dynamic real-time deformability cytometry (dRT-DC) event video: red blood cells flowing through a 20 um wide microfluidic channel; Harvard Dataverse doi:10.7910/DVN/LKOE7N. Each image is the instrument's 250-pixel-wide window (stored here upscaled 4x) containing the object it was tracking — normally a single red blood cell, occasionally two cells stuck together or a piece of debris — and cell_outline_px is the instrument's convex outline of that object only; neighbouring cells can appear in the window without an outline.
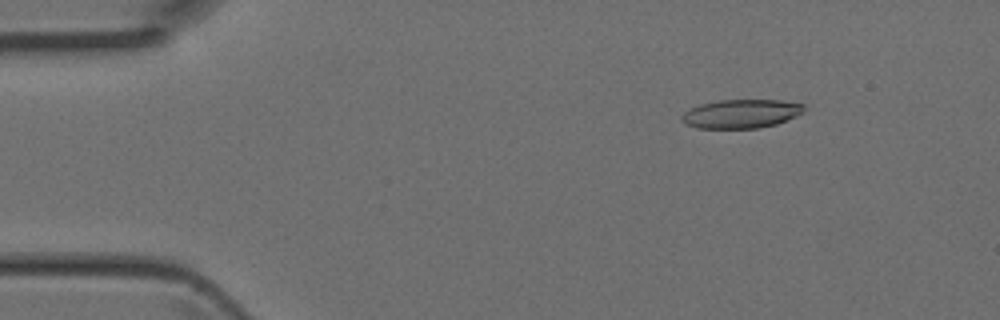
{"species": "Egyptian fruit bat (a non-hibernating species)", "species_latin": "Rousettus aegyptiacus", "temperature_condition": "room temperature", "stored_images_in_passage": 3, "camera_frame_rate_fps": 3000, "um_per_image_px": 0.085, "animal": {"sex": "female"}, "frame": {"image": 1, "passage_image": 2, "time_ms": 0.333, "image_size_px": [1000, 320], "cell_outline_px": [[804, 112], [796, 116], [776, 124], [760, 128], [696, 128], [684, 124], [680, 120], [680, 116], [684, 112], [700, 104], [716, 100], [780, 100], [804, 104]], "centroid_in_image_um": [62.97, 9.67], "position_along_channel_um": 22.0, "area_um2": 20.63}}